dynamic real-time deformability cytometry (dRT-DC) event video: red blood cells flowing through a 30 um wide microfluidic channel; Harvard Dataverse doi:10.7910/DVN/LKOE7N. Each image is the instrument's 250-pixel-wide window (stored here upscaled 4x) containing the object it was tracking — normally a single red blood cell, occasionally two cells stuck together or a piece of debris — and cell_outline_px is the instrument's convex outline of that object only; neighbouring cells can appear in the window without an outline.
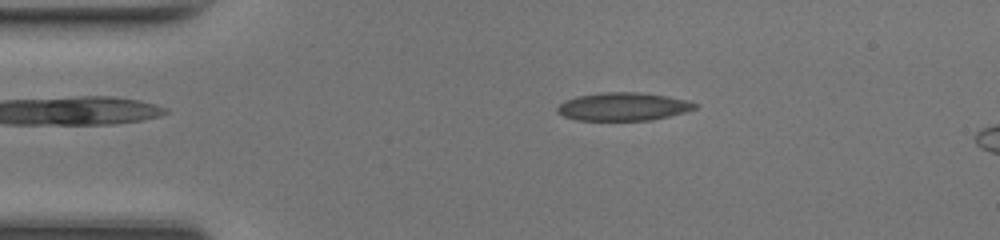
{"species": "common noctule bat (a hibernating species)", "species_latin": "Nyctalus noctula", "temperature_condition": "room temperature", "stored_images_in_passage": 13, "camera_frame_rate_fps": 3000, "um_per_image_px": 0.085, "animal": {"sex": "female", "body_mass_g": 17.0, "forearm_length_mm": 48.0}, "frame": {"image": 1, "passage_image": 8, "time_ms": 2.333, "image_size_px": [1000, 240], "cell_outline_px": [[700, 104], [696, 108], [684, 112], [652, 120], [576, 120], [564, 116], [556, 112], [556, 108], [564, 100], [576, 96], [604, 92], [640, 92], [668, 96], [688, 100]], "centroid_in_image_um": [52.97, 9.05], "position_along_channel_um": 32.0, "area_um2": 22.66}}